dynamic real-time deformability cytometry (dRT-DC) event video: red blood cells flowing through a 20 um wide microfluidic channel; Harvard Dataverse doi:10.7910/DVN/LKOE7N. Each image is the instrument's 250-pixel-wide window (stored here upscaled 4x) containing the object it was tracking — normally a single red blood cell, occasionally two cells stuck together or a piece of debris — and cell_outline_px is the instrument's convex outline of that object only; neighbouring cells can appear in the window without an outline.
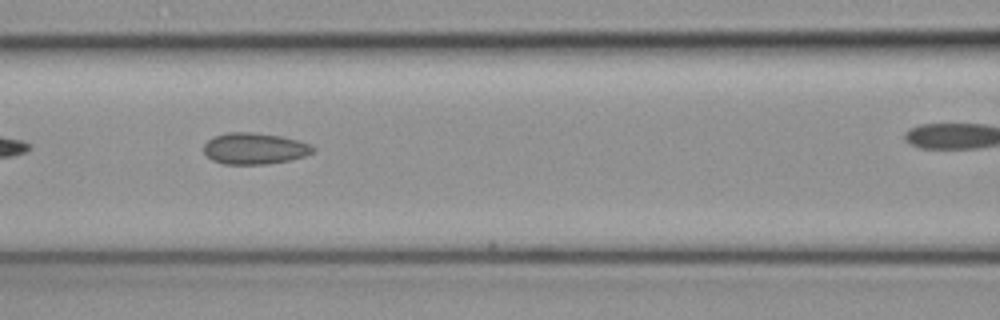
{"species": "common noctule bat (a hibernating species)", "species_latin": "Nyctalus noctula", "temperature_condition": "cold", "stored_images_in_passage": 13, "camera_frame_rate_fps": 3000, "um_per_image_px": 0.085, "animal": {"sex": "female", "body_mass_g": 19.3, "forearm_length_mm": 54.1}, "frame": {"image": 1, "passage_image": 7, "time_ms": 2.0, "image_size_px": [1000, 320], "cell_outline_px": [[316, 148], [312, 152], [304, 156], [288, 160], [264, 164], [224, 164], [212, 160], [204, 152], [204, 144], [208, 140], [216, 136], [228, 132], [252, 132], [280, 136], [312, 144]], "centroid_in_image_um": [21.63, 12.62], "position_along_channel_um": 145.0, "area_um2": 19.77}}